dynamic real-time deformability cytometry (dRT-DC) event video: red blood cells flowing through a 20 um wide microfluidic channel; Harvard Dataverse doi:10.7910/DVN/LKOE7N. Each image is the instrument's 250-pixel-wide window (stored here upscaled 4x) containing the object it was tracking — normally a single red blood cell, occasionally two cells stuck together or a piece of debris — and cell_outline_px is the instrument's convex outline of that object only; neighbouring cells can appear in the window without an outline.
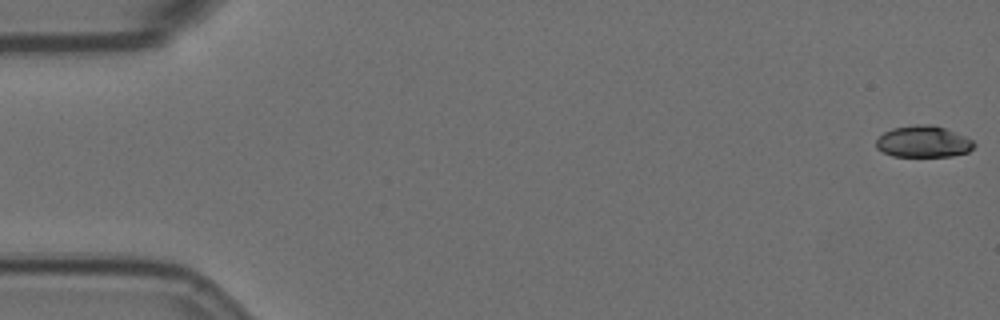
{"species": "Egyptian fruit bat (a non-hibernating species)", "species_latin": "Rousettus aegyptiacus", "temperature_condition": "room temperature", "stored_images_in_passage": 58, "camera_frame_rate_fps": 3000, "um_per_image_px": 0.085, "animal": {"sex": "female"}, "frame": {"image": 1, "passage_image": 1, "time_ms": 0.0, "image_size_px": [1000, 320], "cell_outline_px": [[976, 144], [968, 152], [952, 156], [892, 156], [876, 148], [876, 140], [884, 132], [892, 128], [916, 124], [932, 124], [944, 128], [964, 136], [972, 140]], "centroid_in_image_um": [78.47, 12.03], "position_along_channel_um": 6.5, "area_um2": 17.92}}
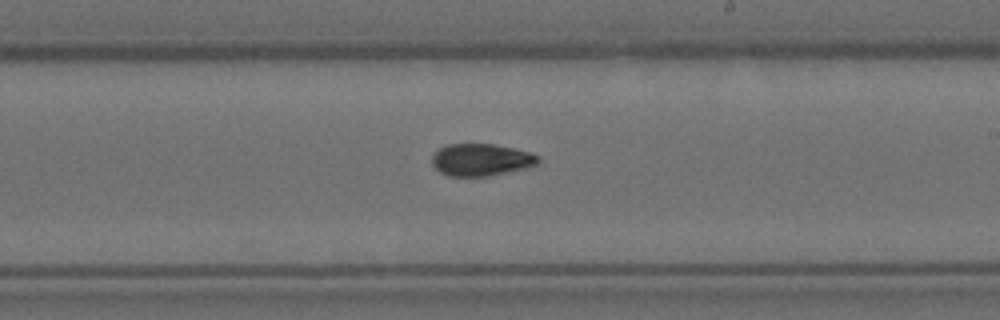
{"frame": {"image": 2, "passage_image": 34, "time_ms": 11.0, "image_size_px": [1000, 320], "cell_outline_px": [[540, 160], [536, 164], [524, 168], [488, 176], [448, 176], [440, 172], [432, 164], [432, 156], [440, 148], [448, 144], [492, 144], [532, 152], [540, 156]], "centroid_in_image_um": [40.89, 13.58], "position_along_channel_um": 248.1, "area_um2": 19.77}}
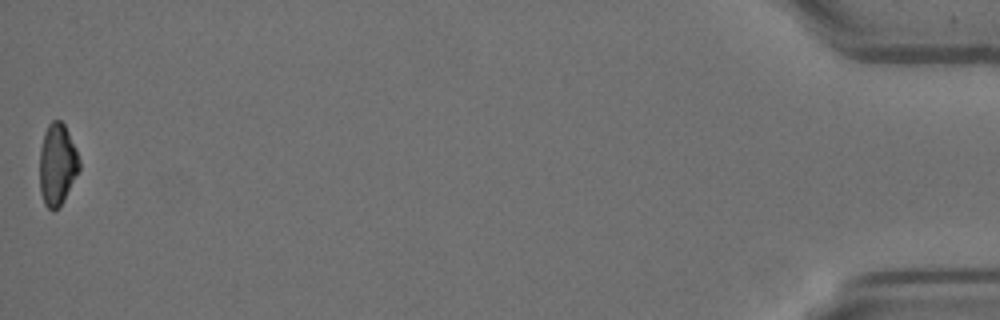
{"frame": {"image": 3, "passage_image": 58, "time_ms": 19.0, "image_size_px": [1000, 320], "cell_outline_px": [[80, 168], [60, 208], [52, 212], [44, 204], [40, 192], [40, 148], [44, 132], [48, 124], [52, 120], [60, 120], [64, 124], [76, 148], [80, 160]], "centroid_in_image_um": [4.86, 14.0], "position_along_channel_um": 430.3, "area_um2": 19.07}, "authors_computed_cell_mechanics": {"area_um2": 19.5942, "velocity_mm_per_s": 3.5205, "shape_relaxation_time_tau1_ms": 5.9174, "shape_relaxation_time_tau2_ms": 6.2775, "deformation_change_tau1": 0.1514, "deformation_change_tau2": 0.1065}}